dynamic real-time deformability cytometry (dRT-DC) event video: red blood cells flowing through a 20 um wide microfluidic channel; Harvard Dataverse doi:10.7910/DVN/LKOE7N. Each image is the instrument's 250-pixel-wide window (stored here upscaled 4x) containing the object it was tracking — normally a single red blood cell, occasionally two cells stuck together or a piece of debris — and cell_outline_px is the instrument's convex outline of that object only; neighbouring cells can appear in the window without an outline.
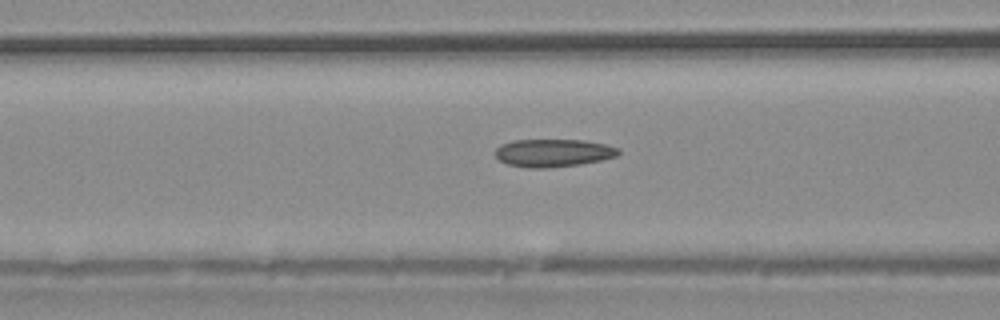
{"species": "common noctule bat (a hibernating species)", "species_latin": "Nyctalus noctula", "temperature_condition": "warm", "stored_images_in_passage": 37, "camera_frame_rate_fps": 3000, "um_per_image_px": 0.085, "animal": {"sex": "male", "body_mass_g": 20.4}, "frame": {"image": 1, "passage_image": 16, "time_ms": 5.0, "image_size_px": [1000, 320], "cell_outline_px": [[620, 152], [616, 156], [600, 160], [580, 164], [548, 168], [528, 168], [508, 164], [500, 160], [496, 156], [496, 148], [500, 144], [512, 140], [584, 140], [604, 144], [620, 148]], "centroid_in_image_um": [47.01, 12.99], "position_along_channel_um": 119.6, "area_um2": 19.94}}